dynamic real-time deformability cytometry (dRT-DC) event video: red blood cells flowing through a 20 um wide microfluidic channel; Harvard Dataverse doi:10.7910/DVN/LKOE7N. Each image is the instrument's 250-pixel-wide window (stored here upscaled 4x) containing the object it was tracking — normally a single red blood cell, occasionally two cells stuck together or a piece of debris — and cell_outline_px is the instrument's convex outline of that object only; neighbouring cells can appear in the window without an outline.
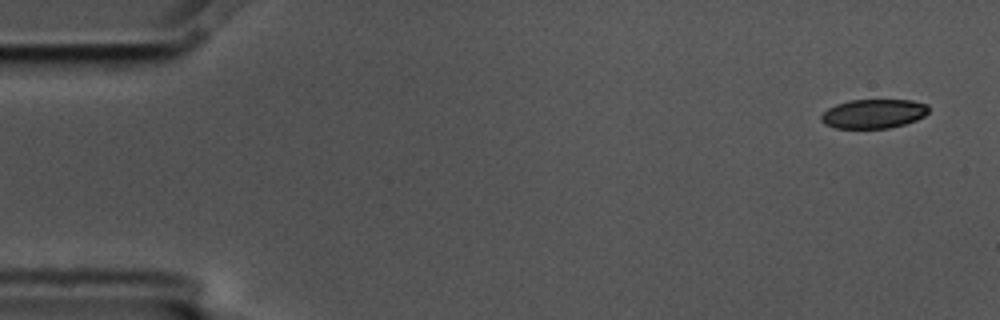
{"species": "common noctule bat (a hibernating species)", "species_latin": "Nyctalus noctula", "temperature_condition": "cold", "stored_images_in_passage": 9, "camera_frame_rate_fps": 3000, "um_per_image_px": 0.085, "animal": {"sex": "male", "body_mass_g": 17.5, "forearm_length_mm": 52.3}, "frame": {"image": 1, "passage_image": 1, "time_ms": 0.0, "image_size_px": [1000, 320], "cell_outline_px": [[928, 112], [924, 116], [916, 120], [904, 124], [888, 128], [836, 128], [824, 124], [820, 120], [820, 116], [828, 108], [836, 104], [848, 100], [912, 100], [928, 104]], "centroid_in_image_um": [74.24, 9.66], "position_along_channel_um": 10.8, "area_um2": 18.32}}
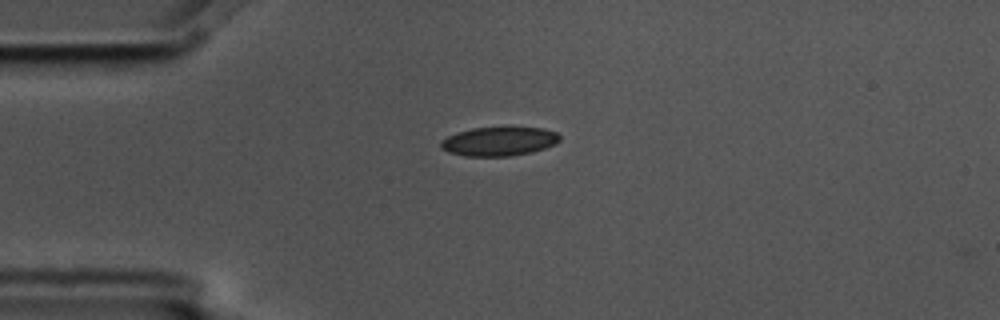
{"frame": {"image": 2, "passage_image": 4, "time_ms": 1.0, "image_size_px": [1000, 320], "cell_outline_px": [[560, 140], [556, 144], [532, 152], [508, 156], [464, 156], [448, 152], [440, 148], [440, 140], [456, 132], [472, 128], [508, 124], [544, 128], [556, 132], [560, 136]], "centroid_in_image_um": [42.43, 11.96], "position_along_channel_um": 42.6, "area_um2": 21.1}}